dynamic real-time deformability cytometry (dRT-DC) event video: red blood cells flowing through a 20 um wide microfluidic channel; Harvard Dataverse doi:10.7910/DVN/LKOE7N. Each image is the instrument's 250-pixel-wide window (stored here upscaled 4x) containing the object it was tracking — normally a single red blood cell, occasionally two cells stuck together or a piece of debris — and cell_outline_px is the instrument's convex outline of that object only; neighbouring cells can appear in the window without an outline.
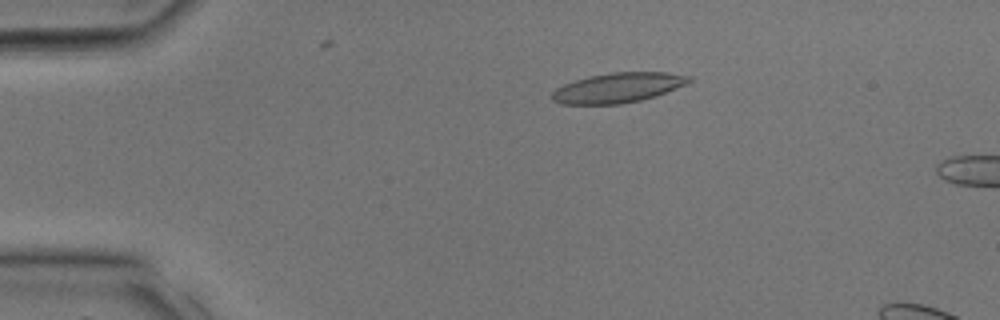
{"species": "common noctule bat (a hibernating species)", "species_latin": "Nyctalus noctula", "temperature_condition": "room temperature", "stored_images_in_passage": 8, "camera_frame_rate_fps": 3000, "um_per_image_px": 0.085, "animal": {"sex": "male", "body_mass_g": 17.9, "forearm_length_mm": 54.2}, "frame": {"image": 1, "passage_image": 5, "time_ms": 1.333, "image_size_px": [1000, 320], "cell_outline_px": [[692, 80], [688, 84], [656, 96], [640, 100], [620, 104], [560, 104], [552, 100], [552, 92], [556, 88], [564, 84], [588, 76], [612, 72], [668, 72], [692, 76]], "centroid_in_image_um": [52.56, 7.45], "position_along_channel_um": 32.4, "area_um2": 23.99}}